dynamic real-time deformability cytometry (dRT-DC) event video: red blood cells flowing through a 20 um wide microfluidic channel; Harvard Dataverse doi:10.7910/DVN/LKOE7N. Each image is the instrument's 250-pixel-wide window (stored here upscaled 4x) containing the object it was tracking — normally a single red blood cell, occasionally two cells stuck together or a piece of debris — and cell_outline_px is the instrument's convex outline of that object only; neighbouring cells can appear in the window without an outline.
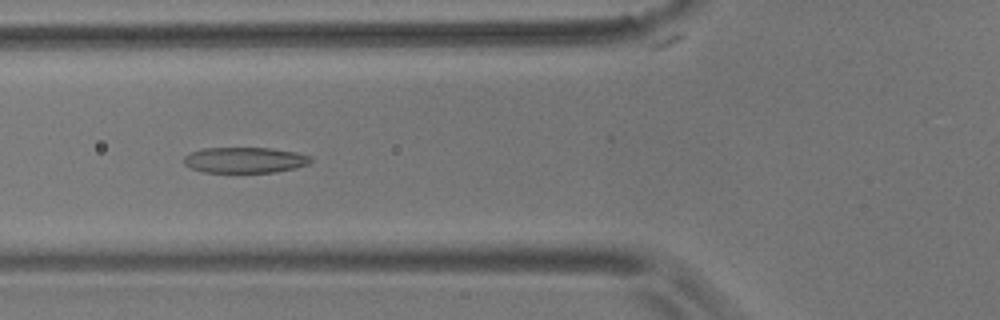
{"species": "common noctule bat (a hibernating species)", "species_latin": "Nyctalus noctula", "temperature_condition": "room temperature", "stored_images_in_passage": 40, "camera_frame_rate_fps": 3000, "um_per_image_px": 0.085, "animal": {"sex": "male", "body_mass_g": 17.9}, "frame": {"image": 1, "passage_image": 5, "time_ms": 1.333, "image_size_px": [1000, 320], "cell_outline_px": [[312, 160], [308, 164], [296, 168], [276, 172], [204, 172], [192, 168], [184, 164], [184, 156], [192, 152], [204, 148], [268, 148], [296, 152], [312, 156]], "centroid_in_image_um": [20.84, 13.6], "position_along_channel_um": 105.0, "area_um2": 18.96}}
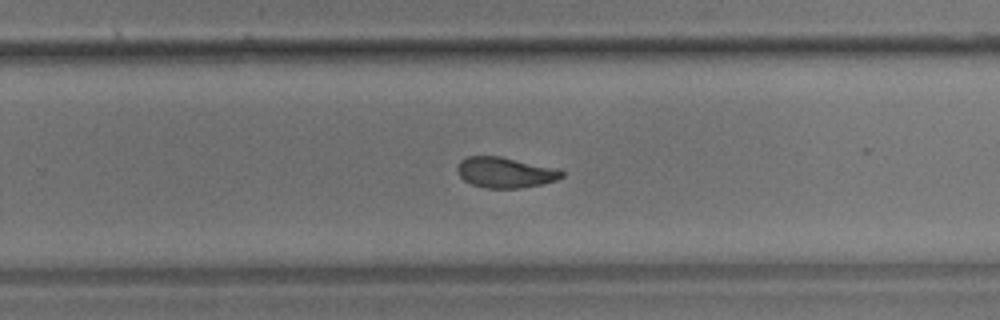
{"frame": {"image": 2, "passage_image": 20, "time_ms": 6.333, "image_size_px": [1000, 320], "cell_outline_px": [[564, 176], [556, 180], [544, 184], [520, 188], [484, 188], [472, 184], [464, 180], [456, 172], [456, 168], [460, 160], [468, 156], [500, 156], [552, 168], [564, 172]], "centroid_in_image_um": [42.89, 14.67], "position_along_channel_um": 286.9, "area_um2": 18.5}}
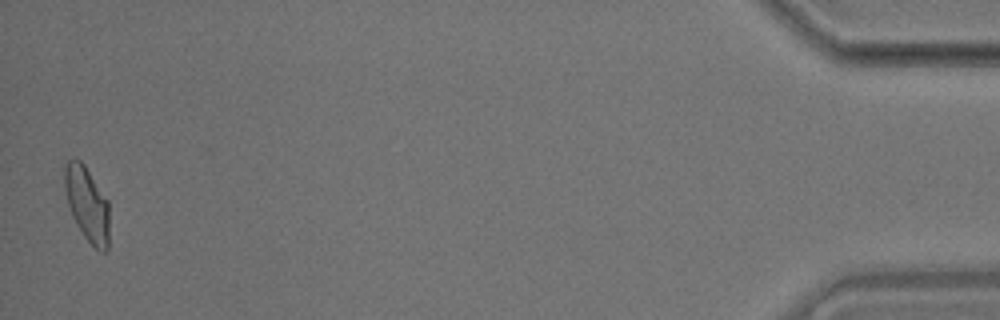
{"frame": {"image": 3, "passage_image": 39, "time_ms": 12.667, "image_size_px": [1000, 320], "cell_outline_px": [[108, 248], [104, 252], [100, 252], [84, 236], [76, 224], [72, 216], [68, 204], [64, 188], [64, 164], [68, 160], [80, 160], [84, 164], [108, 200]], "centroid_in_image_um": [7.39, 17.33], "position_along_channel_um": 427.8, "area_um2": 19.31}, "authors_computed_cell_mechanics": {"area_um2": 19.2474, "velocity_mm_per_s": 3.6331, "shape_relaxation_time_tau1_ms": 7.401, "shape_relaxation_time_tau2_ms": 1.8904, "deformation_change_tau1": 0.1847, "deformation_change_tau2": 0.0808}}